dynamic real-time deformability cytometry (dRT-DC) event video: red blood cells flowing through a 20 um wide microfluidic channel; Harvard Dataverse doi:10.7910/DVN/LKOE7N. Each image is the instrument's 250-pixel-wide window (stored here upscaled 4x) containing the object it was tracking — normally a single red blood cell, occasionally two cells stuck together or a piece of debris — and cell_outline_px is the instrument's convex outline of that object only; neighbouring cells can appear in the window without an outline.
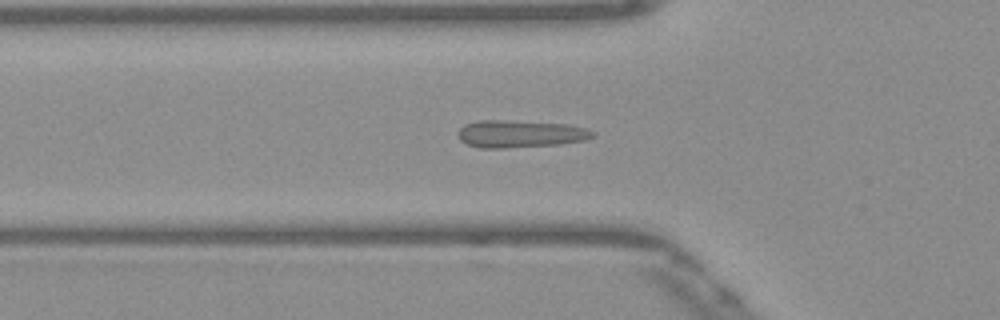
{"species": "Egyptian fruit bat (a non-hibernating species)", "species_latin": "Rousettus aegyptiacus", "temperature_condition": "warm", "stored_images_in_passage": 52, "camera_frame_rate_fps": 3000, "um_per_image_px": 0.085, "frame": {"image": 1, "passage_image": 17, "time_ms": 5.333, "image_size_px": [1000, 320], "cell_outline_px": [[596, 132], [592, 136], [584, 140], [560, 144], [504, 148], [480, 148], [468, 144], [460, 140], [456, 136], [460, 128], [464, 124], [476, 120], [508, 120], [564, 124], [588, 128]], "centroid_in_image_um": [44.17, 11.37], "position_along_channel_um": 81.6, "area_um2": 21.56}}
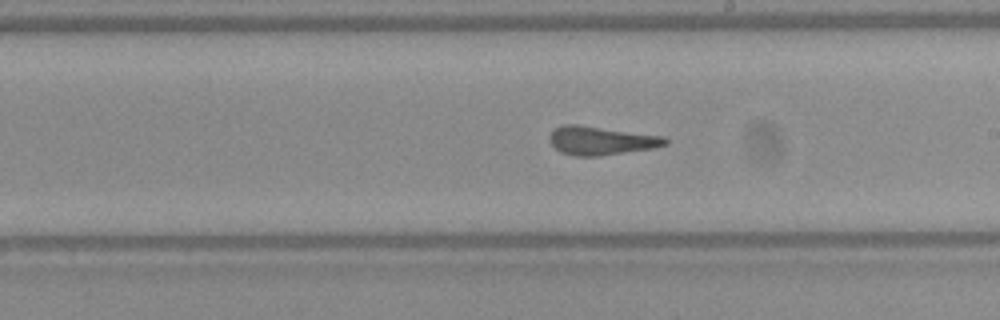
{"frame": {"image": 2, "passage_image": 29, "time_ms": 9.333, "image_size_px": [1000, 320], "cell_outline_px": [[668, 144], [652, 148], [600, 156], [572, 156], [560, 152], [548, 140], [548, 136], [552, 128], [564, 124], [576, 124], [664, 136], [668, 140]], "centroid_in_image_um": [51.03, 11.95], "position_along_channel_um": 238.0, "area_um2": 19.42}}
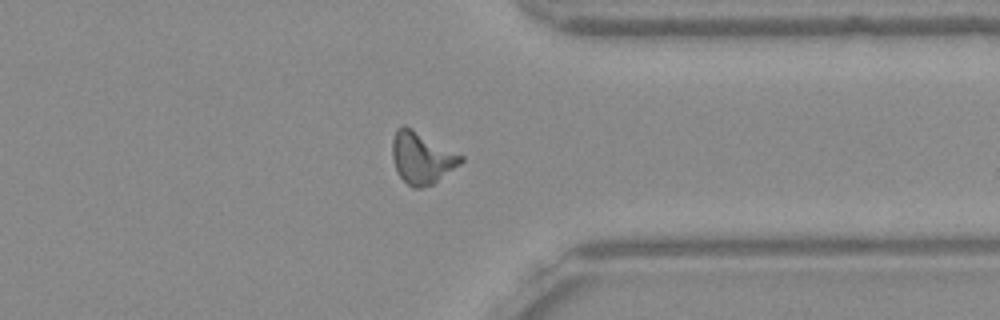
{"frame": {"image": 3, "passage_image": 40, "time_ms": 13.0, "image_size_px": [1000, 320], "cell_outline_px": [[464, 160], [460, 164], [432, 184], [420, 188], [412, 188], [396, 172], [392, 160], [392, 140], [396, 128], [404, 124], [412, 128], [464, 156]], "centroid_in_image_um": [35.82, 13.4], "position_along_channel_um": 375.6, "area_um2": 20.69}, "authors_computed_cell_mechanics": {"area_um2": 19.0451, "velocity_mm_per_s": 3.8823, "shape_relaxation_time_tau1_ms": null, "shape_relaxation_time_tau2_ms": 2.8012, "deformation_change_tau1": null, "deformation_change_tau2": 0.0677}}